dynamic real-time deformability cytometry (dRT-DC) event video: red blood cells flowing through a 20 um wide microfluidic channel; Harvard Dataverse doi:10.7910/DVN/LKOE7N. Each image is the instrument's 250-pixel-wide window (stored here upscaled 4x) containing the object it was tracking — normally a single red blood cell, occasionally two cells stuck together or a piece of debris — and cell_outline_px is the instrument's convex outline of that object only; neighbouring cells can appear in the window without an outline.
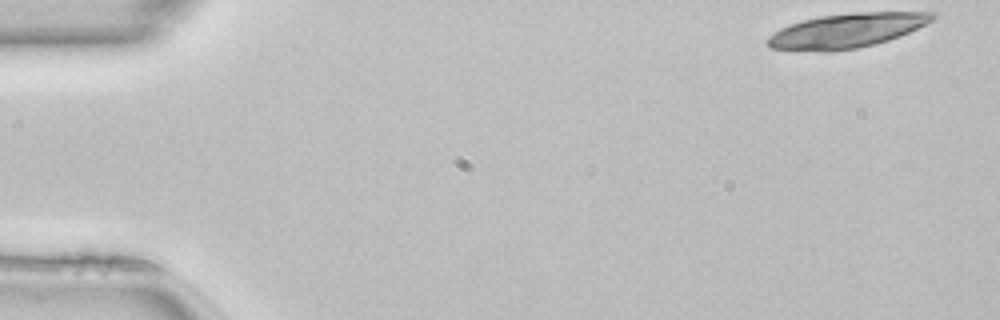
{"species": "common noctule bat (a hibernating species)", "species_latin": "Nyctalus noctula", "temperature_condition": "room temperature", "stored_images_in_passage": 16, "camera_frame_rate_fps": 3000, "um_per_image_px": 0.085, "animal": {"sex": "female", "body_mass_g": 22.7, "forearm_length_mm": 54.2}, "frame": {"image": 1, "passage_image": 1, "time_ms": 0.0, "image_size_px": [1000, 320], "cell_outline_px": [[936, 16], [932, 20], [908, 32], [888, 40], [856, 48], [832, 52], [820, 52], [768, 48], [764, 44], [764, 40], [768, 36], [780, 28], [804, 20], [820, 16], [852, 12], [936, 12]], "centroid_in_image_um": [71.89, 2.61], "position_along_channel_um": 13.1, "area_um2": 33.06}}